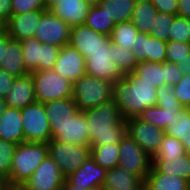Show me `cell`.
<instances>
[{
    "mask_svg": "<svg viewBox=\"0 0 190 190\" xmlns=\"http://www.w3.org/2000/svg\"><path fill=\"white\" fill-rule=\"evenodd\" d=\"M112 99L123 119L138 117L157 102V88L148 82H136L129 74L113 82Z\"/></svg>",
    "mask_w": 190,
    "mask_h": 190,
    "instance_id": "7a4b0ae2",
    "label": "cell"
},
{
    "mask_svg": "<svg viewBox=\"0 0 190 190\" xmlns=\"http://www.w3.org/2000/svg\"><path fill=\"white\" fill-rule=\"evenodd\" d=\"M174 16L175 15L157 11L150 36L156 37L164 42L169 41V32H171Z\"/></svg>",
    "mask_w": 190,
    "mask_h": 190,
    "instance_id": "f35d334b",
    "label": "cell"
},
{
    "mask_svg": "<svg viewBox=\"0 0 190 190\" xmlns=\"http://www.w3.org/2000/svg\"><path fill=\"white\" fill-rule=\"evenodd\" d=\"M135 4L134 0H102L98 5L117 24L130 21Z\"/></svg>",
    "mask_w": 190,
    "mask_h": 190,
    "instance_id": "f546056e",
    "label": "cell"
},
{
    "mask_svg": "<svg viewBox=\"0 0 190 190\" xmlns=\"http://www.w3.org/2000/svg\"><path fill=\"white\" fill-rule=\"evenodd\" d=\"M5 101L7 107L20 110L37 101L34 83L30 74L15 78Z\"/></svg>",
    "mask_w": 190,
    "mask_h": 190,
    "instance_id": "44dd1931",
    "label": "cell"
},
{
    "mask_svg": "<svg viewBox=\"0 0 190 190\" xmlns=\"http://www.w3.org/2000/svg\"><path fill=\"white\" fill-rule=\"evenodd\" d=\"M48 156L58 165L66 178L74 173L88 158L91 157L89 145H74L51 139L47 143Z\"/></svg>",
    "mask_w": 190,
    "mask_h": 190,
    "instance_id": "8992f818",
    "label": "cell"
},
{
    "mask_svg": "<svg viewBox=\"0 0 190 190\" xmlns=\"http://www.w3.org/2000/svg\"><path fill=\"white\" fill-rule=\"evenodd\" d=\"M107 170L99 166L92 157L88 158L74 173L66 179L75 186L101 190Z\"/></svg>",
    "mask_w": 190,
    "mask_h": 190,
    "instance_id": "d6986e66",
    "label": "cell"
},
{
    "mask_svg": "<svg viewBox=\"0 0 190 190\" xmlns=\"http://www.w3.org/2000/svg\"><path fill=\"white\" fill-rule=\"evenodd\" d=\"M169 40L190 43L189 25L185 17L179 15L174 16L171 32H169Z\"/></svg>",
    "mask_w": 190,
    "mask_h": 190,
    "instance_id": "b9f144b4",
    "label": "cell"
},
{
    "mask_svg": "<svg viewBox=\"0 0 190 190\" xmlns=\"http://www.w3.org/2000/svg\"><path fill=\"white\" fill-rule=\"evenodd\" d=\"M186 153L185 147L177 138L169 136L165 133L163 141L157 153L152 160H170L178 158Z\"/></svg>",
    "mask_w": 190,
    "mask_h": 190,
    "instance_id": "d590c367",
    "label": "cell"
},
{
    "mask_svg": "<svg viewBox=\"0 0 190 190\" xmlns=\"http://www.w3.org/2000/svg\"><path fill=\"white\" fill-rule=\"evenodd\" d=\"M85 25L96 32L110 36L116 24L113 19L107 15L105 9H102L99 5H95L91 7Z\"/></svg>",
    "mask_w": 190,
    "mask_h": 190,
    "instance_id": "836d02e7",
    "label": "cell"
},
{
    "mask_svg": "<svg viewBox=\"0 0 190 190\" xmlns=\"http://www.w3.org/2000/svg\"><path fill=\"white\" fill-rule=\"evenodd\" d=\"M0 138L16 145L24 142L20 109L7 107L0 117Z\"/></svg>",
    "mask_w": 190,
    "mask_h": 190,
    "instance_id": "603a6c76",
    "label": "cell"
},
{
    "mask_svg": "<svg viewBox=\"0 0 190 190\" xmlns=\"http://www.w3.org/2000/svg\"><path fill=\"white\" fill-rule=\"evenodd\" d=\"M129 75L136 82H148L156 88L164 85L163 62H138L134 72L129 73Z\"/></svg>",
    "mask_w": 190,
    "mask_h": 190,
    "instance_id": "83f0119b",
    "label": "cell"
},
{
    "mask_svg": "<svg viewBox=\"0 0 190 190\" xmlns=\"http://www.w3.org/2000/svg\"><path fill=\"white\" fill-rule=\"evenodd\" d=\"M52 70L74 83L86 74V59L78 50L67 44L60 48Z\"/></svg>",
    "mask_w": 190,
    "mask_h": 190,
    "instance_id": "e0dca14e",
    "label": "cell"
},
{
    "mask_svg": "<svg viewBox=\"0 0 190 190\" xmlns=\"http://www.w3.org/2000/svg\"><path fill=\"white\" fill-rule=\"evenodd\" d=\"M177 100L188 107L190 105V75L184 74L182 79L174 86H172Z\"/></svg>",
    "mask_w": 190,
    "mask_h": 190,
    "instance_id": "7bdbcfd3",
    "label": "cell"
},
{
    "mask_svg": "<svg viewBox=\"0 0 190 190\" xmlns=\"http://www.w3.org/2000/svg\"><path fill=\"white\" fill-rule=\"evenodd\" d=\"M13 14L12 0H0V26L11 17Z\"/></svg>",
    "mask_w": 190,
    "mask_h": 190,
    "instance_id": "c3c4849f",
    "label": "cell"
},
{
    "mask_svg": "<svg viewBox=\"0 0 190 190\" xmlns=\"http://www.w3.org/2000/svg\"><path fill=\"white\" fill-rule=\"evenodd\" d=\"M190 54V43L181 41H167L166 61L178 64Z\"/></svg>",
    "mask_w": 190,
    "mask_h": 190,
    "instance_id": "60d3db41",
    "label": "cell"
},
{
    "mask_svg": "<svg viewBox=\"0 0 190 190\" xmlns=\"http://www.w3.org/2000/svg\"><path fill=\"white\" fill-rule=\"evenodd\" d=\"M36 9H46L44 0H12L13 14L31 12Z\"/></svg>",
    "mask_w": 190,
    "mask_h": 190,
    "instance_id": "f6af8a7d",
    "label": "cell"
},
{
    "mask_svg": "<svg viewBox=\"0 0 190 190\" xmlns=\"http://www.w3.org/2000/svg\"><path fill=\"white\" fill-rule=\"evenodd\" d=\"M119 153L118 166L145 182L152 158L128 134L119 143Z\"/></svg>",
    "mask_w": 190,
    "mask_h": 190,
    "instance_id": "9c48e42d",
    "label": "cell"
},
{
    "mask_svg": "<svg viewBox=\"0 0 190 190\" xmlns=\"http://www.w3.org/2000/svg\"><path fill=\"white\" fill-rule=\"evenodd\" d=\"M156 105L163 109L182 110L183 105L177 100L172 87L162 85L157 88Z\"/></svg>",
    "mask_w": 190,
    "mask_h": 190,
    "instance_id": "ab89813d",
    "label": "cell"
},
{
    "mask_svg": "<svg viewBox=\"0 0 190 190\" xmlns=\"http://www.w3.org/2000/svg\"><path fill=\"white\" fill-rule=\"evenodd\" d=\"M126 122L127 134L152 158L160 148L164 130L138 117L128 118Z\"/></svg>",
    "mask_w": 190,
    "mask_h": 190,
    "instance_id": "30bf717a",
    "label": "cell"
},
{
    "mask_svg": "<svg viewBox=\"0 0 190 190\" xmlns=\"http://www.w3.org/2000/svg\"><path fill=\"white\" fill-rule=\"evenodd\" d=\"M144 190H189V182L179 176L157 173L151 167Z\"/></svg>",
    "mask_w": 190,
    "mask_h": 190,
    "instance_id": "484cf974",
    "label": "cell"
},
{
    "mask_svg": "<svg viewBox=\"0 0 190 190\" xmlns=\"http://www.w3.org/2000/svg\"><path fill=\"white\" fill-rule=\"evenodd\" d=\"M177 15L185 18L190 17V0H178Z\"/></svg>",
    "mask_w": 190,
    "mask_h": 190,
    "instance_id": "681fc988",
    "label": "cell"
},
{
    "mask_svg": "<svg viewBox=\"0 0 190 190\" xmlns=\"http://www.w3.org/2000/svg\"><path fill=\"white\" fill-rule=\"evenodd\" d=\"M30 75L38 102L44 104L49 101L72 98L73 83L57 74L54 70L35 71Z\"/></svg>",
    "mask_w": 190,
    "mask_h": 190,
    "instance_id": "5b68a950",
    "label": "cell"
},
{
    "mask_svg": "<svg viewBox=\"0 0 190 190\" xmlns=\"http://www.w3.org/2000/svg\"><path fill=\"white\" fill-rule=\"evenodd\" d=\"M0 68L15 77L29 74L23 63V49L21 41L13 40L7 34V47L4 48L3 60Z\"/></svg>",
    "mask_w": 190,
    "mask_h": 190,
    "instance_id": "cb8c5ba5",
    "label": "cell"
},
{
    "mask_svg": "<svg viewBox=\"0 0 190 190\" xmlns=\"http://www.w3.org/2000/svg\"><path fill=\"white\" fill-rule=\"evenodd\" d=\"M138 32L131 21L117 23L112 29L110 40L117 46L132 50V45L136 42Z\"/></svg>",
    "mask_w": 190,
    "mask_h": 190,
    "instance_id": "1f68e13d",
    "label": "cell"
},
{
    "mask_svg": "<svg viewBox=\"0 0 190 190\" xmlns=\"http://www.w3.org/2000/svg\"><path fill=\"white\" fill-rule=\"evenodd\" d=\"M157 10L151 1L135 4L130 21L140 33L150 34Z\"/></svg>",
    "mask_w": 190,
    "mask_h": 190,
    "instance_id": "f1b7e54d",
    "label": "cell"
},
{
    "mask_svg": "<svg viewBox=\"0 0 190 190\" xmlns=\"http://www.w3.org/2000/svg\"><path fill=\"white\" fill-rule=\"evenodd\" d=\"M61 190H94V189H86L81 186H75L74 184L70 183L66 178L64 182L62 183Z\"/></svg>",
    "mask_w": 190,
    "mask_h": 190,
    "instance_id": "f5cc1de1",
    "label": "cell"
},
{
    "mask_svg": "<svg viewBox=\"0 0 190 190\" xmlns=\"http://www.w3.org/2000/svg\"><path fill=\"white\" fill-rule=\"evenodd\" d=\"M7 108L5 98L0 97V117L4 114L5 109Z\"/></svg>",
    "mask_w": 190,
    "mask_h": 190,
    "instance_id": "db71d44e",
    "label": "cell"
},
{
    "mask_svg": "<svg viewBox=\"0 0 190 190\" xmlns=\"http://www.w3.org/2000/svg\"><path fill=\"white\" fill-rule=\"evenodd\" d=\"M46 11L47 9H36L31 12L12 14L2 25V28L13 40L23 41L24 39L32 38L35 36L41 16Z\"/></svg>",
    "mask_w": 190,
    "mask_h": 190,
    "instance_id": "2e32d148",
    "label": "cell"
},
{
    "mask_svg": "<svg viewBox=\"0 0 190 190\" xmlns=\"http://www.w3.org/2000/svg\"><path fill=\"white\" fill-rule=\"evenodd\" d=\"M69 44L86 59L96 49H109L111 40L110 36L96 32L84 24L71 27Z\"/></svg>",
    "mask_w": 190,
    "mask_h": 190,
    "instance_id": "9a60e30c",
    "label": "cell"
},
{
    "mask_svg": "<svg viewBox=\"0 0 190 190\" xmlns=\"http://www.w3.org/2000/svg\"><path fill=\"white\" fill-rule=\"evenodd\" d=\"M90 148L111 143L119 144L127 134V122L122 118L118 105L109 100L97 107L84 110Z\"/></svg>",
    "mask_w": 190,
    "mask_h": 190,
    "instance_id": "6da1fadb",
    "label": "cell"
},
{
    "mask_svg": "<svg viewBox=\"0 0 190 190\" xmlns=\"http://www.w3.org/2000/svg\"><path fill=\"white\" fill-rule=\"evenodd\" d=\"M164 85L172 87L176 85L184 76V73L175 63L163 62Z\"/></svg>",
    "mask_w": 190,
    "mask_h": 190,
    "instance_id": "ee69618b",
    "label": "cell"
},
{
    "mask_svg": "<svg viewBox=\"0 0 190 190\" xmlns=\"http://www.w3.org/2000/svg\"><path fill=\"white\" fill-rule=\"evenodd\" d=\"M186 19H187V24L189 25V31H190V17H188Z\"/></svg>",
    "mask_w": 190,
    "mask_h": 190,
    "instance_id": "94428289",
    "label": "cell"
},
{
    "mask_svg": "<svg viewBox=\"0 0 190 190\" xmlns=\"http://www.w3.org/2000/svg\"><path fill=\"white\" fill-rule=\"evenodd\" d=\"M71 27L53 12L47 10L36 28L35 38L41 43L62 47L70 42Z\"/></svg>",
    "mask_w": 190,
    "mask_h": 190,
    "instance_id": "8fae6325",
    "label": "cell"
},
{
    "mask_svg": "<svg viewBox=\"0 0 190 190\" xmlns=\"http://www.w3.org/2000/svg\"><path fill=\"white\" fill-rule=\"evenodd\" d=\"M164 132L183 142L190 135V111L184 107L177 116H174L170 125H167Z\"/></svg>",
    "mask_w": 190,
    "mask_h": 190,
    "instance_id": "e575fe53",
    "label": "cell"
},
{
    "mask_svg": "<svg viewBox=\"0 0 190 190\" xmlns=\"http://www.w3.org/2000/svg\"><path fill=\"white\" fill-rule=\"evenodd\" d=\"M52 139L58 142L74 145H89L90 138L84 111H79L75 117L65 124L50 123Z\"/></svg>",
    "mask_w": 190,
    "mask_h": 190,
    "instance_id": "5bb4252c",
    "label": "cell"
},
{
    "mask_svg": "<svg viewBox=\"0 0 190 190\" xmlns=\"http://www.w3.org/2000/svg\"><path fill=\"white\" fill-rule=\"evenodd\" d=\"M151 167L157 173L179 176L190 182V155H184L170 160H152Z\"/></svg>",
    "mask_w": 190,
    "mask_h": 190,
    "instance_id": "4316f807",
    "label": "cell"
},
{
    "mask_svg": "<svg viewBox=\"0 0 190 190\" xmlns=\"http://www.w3.org/2000/svg\"><path fill=\"white\" fill-rule=\"evenodd\" d=\"M7 47V32L0 27V63L3 60L4 48Z\"/></svg>",
    "mask_w": 190,
    "mask_h": 190,
    "instance_id": "f907efd6",
    "label": "cell"
},
{
    "mask_svg": "<svg viewBox=\"0 0 190 190\" xmlns=\"http://www.w3.org/2000/svg\"><path fill=\"white\" fill-rule=\"evenodd\" d=\"M43 105L48 121L55 124H65L80 111L73 98L49 101Z\"/></svg>",
    "mask_w": 190,
    "mask_h": 190,
    "instance_id": "d4e9b609",
    "label": "cell"
},
{
    "mask_svg": "<svg viewBox=\"0 0 190 190\" xmlns=\"http://www.w3.org/2000/svg\"><path fill=\"white\" fill-rule=\"evenodd\" d=\"M184 74L190 75V54L187 57L177 64Z\"/></svg>",
    "mask_w": 190,
    "mask_h": 190,
    "instance_id": "816d5d0a",
    "label": "cell"
},
{
    "mask_svg": "<svg viewBox=\"0 0 190 190\" xmlns=\"http://www.w3.org/2000/svg\"><path fill=\"white\" fill-rule=\"evenodd\" d=\"M64 180L65 177L58 165L47 155L20 188L22 190H61Z\"/></svg>",
    "mask_w": 190,
    "mask_h": 190,
    "instance_id": "7c38bea8",
    "label": "cell"
},
{
    "mask_svg": "<svg viewBox=\"0 0 190 190\" xmlns=\"http://www.w3.org/2000/svg\"><path fill=\"white\" fill-rule=\"evenodd\" d=\"M23 63L29 74L35 71L53 69L57 60L59 46L41 43L35 37L21 41Z\"/></svg>",
    "mask_w": 190,
    "mask_h": 190,
    "instance_id": "ba28073f",
    "label": "cell"
},
{
    "mask_svg": "<svg viewBox=\"0 0 190 190\" xmlns=\"http://www.w3.org/2000/svg\"><path fill=\"white\" fill-rule=\"evenodd\" d=\"M136 4L146 2V1H151V0H134Z\"/></svg>",
    "mask_w": 190,
    "mask_h": 190,
    "instance_id": "91938a15",
    "label": "cell"
},
{
    "mask_svg": "<svg viewBox=\"0 0 190 190\" xmlns=\"http://www.w3.org/2000/svg\"><path fill=\"white\" fill-rule=\"evenodd\" d=\"M166 46L167 42L150 34L138 32L132 51L138 62L162 63L166 61Z\"/></svg>",
    "mask_w": 190,
    "mask_h": 190,
    "instance_id": "ac0fdd59",
    "label": "cell"
},
{
    "mask_svg": "<svg viewBox=\"0 0 190 190\" xmlns=\"http://www.w3.org/2000/svg\"><path fill=\"white\" fill-rule=\"evenodd\" d=\"M24 142L48 143L51 139L50 122L48 121L44 105L34 102L20 110Z\"/></svg>",
    "mask_w": 190,
    "mask_h": 190,
    "instance_id": "52a82bcc",
    "label": "cell"
},
{
    "mask_svg": "<svg viewBox=\"0 0 190 190\" xmlns=\"http://www.w3.org/2000/svg\"><path fill=\"white\" fill-rule=\"evenodd\" d=\"M85 1L92 6H95L98 5L102 0H85Z\"/></svg>",
    "mask_w": 190,
    "mask_h": 190,
    "instance_id": "6f0895ef",
    "label": "cell"
},
{
    "mask_svg": "<svg viewBox=\"0 0 190 190\" xmlns=\"http://www.w3.org/2000/svg\"><path fill=\"white\" fill-rule=\"evenodd\" d=\"M3 187H4V184H2V183L0 182V190H2Z\"/></svg>",
    "mask_w": 190,
    "mask_h": 190,
    "instance_id": "6125c7cd",
    "label": "cell"
},
{
    "mask_svg": "<svg viewBox=\"0 0 190 190\" xmlns=\"http://www.w3.org/2000/svg\"><path fill=\"white\" fill-rule=\"evenodd\" d=\"M180 111L181 110L163 109L155 105L143 110L139 114L138 118L146 122H150L151 124L164 130L167 125L171 124L174 116H177Z\"/></svg>",
    "mask_w": 190,
    "mask_h": 190,
    "instance_id": "d6a6232c",
    "label": "cell"
},
{
    "mask_svg": "<svg viewBox=\"0 0 190 190\" xmlns=\"http://www.w3.org/2000/svg\"><path fill=\"white\" fill-rule=\"evenodd\" d=\"M90 149L94 161L106 170H111L119 165V144H104Z\"/></svg>",
    "mask_w": 190,
    "mask_h": 190,
    "instance_id": "4dcf8cb0",
    "label": "cell"
},
{
    "mask_svg": "<svg viewBox=\"0 0 190 190\" xmlns=\"http://www.w3.org/2000/svg\"><path fill=\"white\" fill-rule=\"evenodd\" d=\"M151 3L155 6L158 12L177 15L178 0H151Z\"/></svg>",
    "mask_w": 190,
    "mask_h": 190,
    "instance_id": "bcb514c9",
    "label": "cell"
},
{
    "mask_svg": "<svg viewBox=\"0 0 190 190\" xmlns=\"http://www.w3.org/2000/svg\"><path fill=\"white\" fill-rule=\"evenodd\" d=\"M182 143L185 147L186 153L190 155V135L186 137Z\"/></svg>",
    "mask_w": 190,
    "mask_h": 190,
    "instance_id": "11a10c76",
    "label": "cell"
},
{
    "mask_svg": "<svg viewBox=\"0 0 190 190\" xmlns=\"http://www.w3.org/2000/svg\"><path fill=\"white\" fill-rule=\"evenodd\" d=\"M113 83L85 74L73 83L72 98L80 111L112 100Z\"/></svg>",
    "mask_w": 190,
    "mask_h": 190,
    "instance_id": "277c9868",
    "label": "cell"
},
{
    "mask_svg": "<svg viewBox=\"0 0 190 190\" xmlns=\"http://www.w3.org/2000/svg\"><path fill=\"white\" fill-rule=\"evenodd\" d=\"M57 1L60 0H44L46 9L49 10Z\"/></svg>",
    "mask_w": 190,
    "mask_h": 190,
    "instance_id": "9f6ffc18",
    "label": "cell"
},
{
    "mask_svg": "<svg viewBox=\"0 0 190 190\" xmlns=\"http://www.w3.org/2000/svg\"><path fill=\"white\" fill-rule=\"evenodd\" d=\"M48 155L46 143L22 142L16 146L6 187H20Z\"/></svg>",
    "mask_w": 190,
    "mask_h": 190,
    "instance_id": "3957f363",
    "label": "cell"
},
{
    "mask_svg": "<svg viewBox=\"0 0 190 190\" xmlns=\"http://www.w3.org/2000/svg\"><path fill=\"white\" fill-rule=\"evenodd\" d=\"M113 63L117 64L120 70L124 74H129L134 72L138 61L136 60L133 51L127 50L122 46H117L113 44Z\"/></svg>",
    "mask_w": 190,
    "mask_h": 190,
    "instance_id": "74e56055",
    "label": "cell"
},
{
    "mask_svg": "<svg viewBox=\"0 0 190 190\" xmlns=\"http://www.w3.org/2000/svg\"><path fill=\"white\" fill-rule=\"evenodd\" d=\"M16 146V144L0 138V182L4 185L10 178V170Z\"/></svg>",
    "mask_w": 190,
    "mask_h": 190,
    "instance_id": "8d00e7d4",
    "label": "cell"
},
{
    "mask_svg": "<svg viewBox=\"0 0 190 190\" xmlns=\"http://www.w3.org/2000/svg\"><path fill=\"white\" fill-rule=\"evenodd\" d=\"M15 78L14 75H11L0 68V97L6 98Z\"/></svg>",
    "mask_w": 190,
    "mask_h": 190,
    "instance_id": "7dc6e473",
    "label": "cell"
},
{
    "mask_svg": "<svg viewBox=\"0 0 190 190\" xmlns=\"http://www.w3.org/2000/svg\"><path fill=\"white\" fill-rule=\"evenodd\" d=\"M101 190H144V181L117 166L107 170Z\"/></svg>",
    "mask_w": 190,
    "mask_h": 190,
    "instance_id": "7402d4cb",
    "label": "cell"
},
{
    "mask_svg": "<svg viewBox=\"0 0 190 190\" xmlns=\"http://www.w3.org/2000/svg\"><path fill=\"white\" fill-rule=\"evenodd\" d=\"M113 43L109 49H96L86 58V74L98 79L115 82L125 74L113 63Z\"/></svg>",
    "mask_w": 190,
    "mask_h": 190,
    "instance_id": "4fadbf2b",
    "label": "cell"
},
{
    "mask_svg": "<svg viewBox=\"0 0 190 190\" xmlns=\"http://www.w3.org/2000/svg\"><path fill=\"white\" fill-rule=\"evenodd\" d=\"M2 190H22L20 187H6L4 186Z\"/></svg>",
    "mask_w": 190,
    "mask_h": 190,
    "instance_id": "680465c9",
    "label": "cell"
},
{
    "mask_svg": "<svg viewBox=\"0 0 190 190\" xmlns=\"http://www.w3.org/2000/svg\"><path fill=\"white\" fill-rule=\"evenodd\" d=\"M91 7L85 0H60L49 10L73 27L85 24Z\"/></svg>",
    "mask_w": 190,
    "mask_h": 190,
    "instance_id": "ffe728a7",
    "label": "cell"
}]
</instances>
